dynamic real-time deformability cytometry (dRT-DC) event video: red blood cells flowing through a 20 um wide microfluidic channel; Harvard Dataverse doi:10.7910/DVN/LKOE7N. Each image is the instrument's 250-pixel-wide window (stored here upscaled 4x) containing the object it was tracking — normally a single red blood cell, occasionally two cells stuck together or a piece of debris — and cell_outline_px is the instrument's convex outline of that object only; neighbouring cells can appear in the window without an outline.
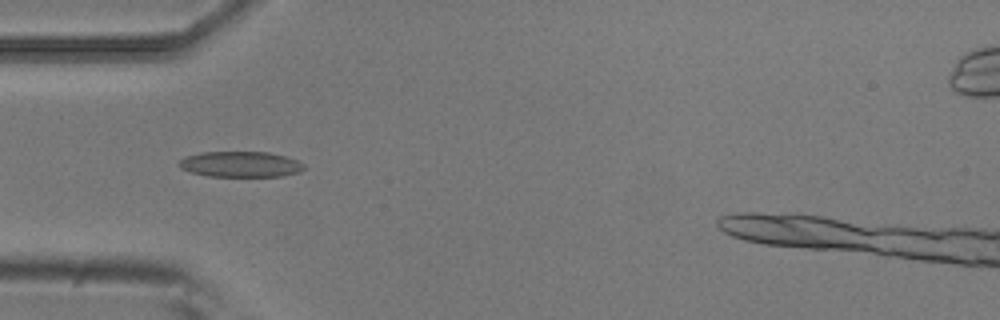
{"species": "common noctule bat (a hibernating species)", "species_latin": "Nyctalus noctula", "temperature_condition": "room temperature", "stored_images_in_passage": 7, "camera_frame_rate_fps": 3000, "um_per_image_px": 0.085, "animal": {"sex": "male", "body_mass_g": 20.5, "forearm_length_mm": 52.5}, "frame": {"image": 1, "passage_image": 5, "time_ms": 1.333, "image_size_px": [1000, 320], "cell_outline_px": [[304, 168], [300, 172], [280, 176], [208, 176], [192, 172], [180, 168], [176, 164], [184, 156], [200, 152], [268, 152], [284, 156], [296, 160], [304, 164]], "centroid_in_image_um": [20.4, 13.96], "position_along_channel_um": 64.6, "area_um2": 18.67}}
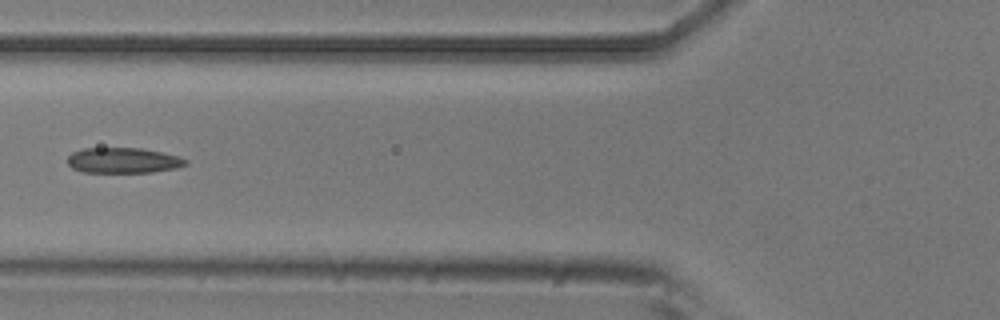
{"frame": {"image": 2, "passage_image": 6, "time_ms": 1.667, "image_size_px": [1000, 320], "cell_outline_px": [[188, 164], [176, 168], [152, 172], [84, 172], [72, 168], [68, 164], [68, 156], [72, 152], [80, 148], [140, 148], [180, 156], [188, 160]], "centroid_in_image_um": [10.47, 13.63], "position_along_channel_um": 115.3, "area_um2": 17.57}}
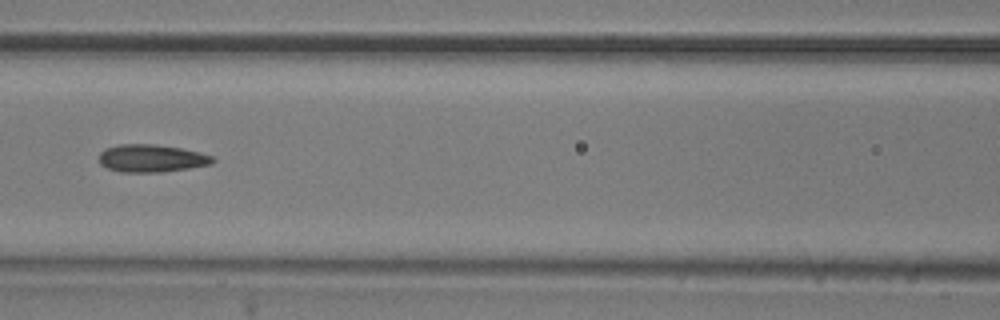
{"frame": {"image": 3, "passage_image": 7, "time_ms": 2.0, "image_size_px": [1000, 320], "cell_outline_px": [[216, 160], [212, 164], [188, 168], [160, 172], [120, 172], [108, 168], [100, 164], [100, 152], [108, 148], [120, 144], [152, 144], [180, 148], [200, 152], [212, 156]], "centroid_in_image_um": [12.89, 13.46], "position_along_channel_um": 153.7, "area_um2": 18.15}}